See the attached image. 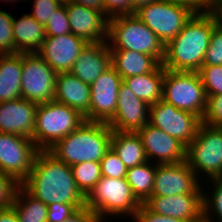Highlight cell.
I'll return each instance as SVG.
<instances>
[{"instance_id":"cell-1","label":"cell","mask_w":222,"mask_h":222,"mask_svg":"<svg viewBox=\"0 0 222 222\" xmlns=\"http://www.w3.org/2000/svg\"><path fill=\"white\" fill-rule=\"evenodd\" d=\"M45 205L73 204L85 206V196L77 188L70 165L59 161L48 151H39L28 177L20 184Z\"/></svg>"},{"instance_id":"cell-2","label":"cell","mask_w":222,"mask_h":222,"mask_svg":"<svg viewBox=\"0 0 222 222\" xmlns=\"http://www.w3.org/2000/svg\"><path fill=\"white\" fill-rule=\"evenodd\" d=\"M218 24L215 11L195 12L181 32L165 45L162 66L172 71L198 72Z\"/></svg>"},{"instance_id":"cell-3","label":"cell","mask_w":222,"mask_h":222,"mask_svg":"<svg viewBox=\"0 0 222 222\" xmlns=\"http://www.w3.org/2000/svg\"><path fill=\"white\" fill-rule=\"evenodd\" d=\"M112 132L107 123L85 121L47 151L70 166L81 162H100L111 148Z\"/></svg>"},{"instance_id":"cell-4","label":"cell","mask_w":222,"mask_h":222,"mask_svg":"<svg viewBox=\"0 0 222 222\" xmlns=\"http://www.w3.org/2000/svg\"><path fill=\"white\" fill-rule=\"evenodd\" d=\"M108 41L110 50H132L153 56L160 64L163 62L164 43L135 14L111 17Z\"/></svg>"},{"instance_id":"cell-5","label":"cell","mask_w":222,"mask_h":222,"mask_svg":"<svg viewBox=\"0 0 222 222\" xmlns=\"http://www.w3.org/2000/svg\"><path fill=\"white\" fill-rule=\"evenodd\" d=\"M142 203L133 194L126 178L101 177L85 197V206L104 222L109 216H134ZM107 216V217H106Z\"/></svg>"},{"instance_id":"cell-6","label":"cell","mask_w":222,"mask_h":222,"mask_svg":"<svg viewBox=\"0 0 222 222\" xmlns=\"http://www.w3.org/2000/svg\"><path fill=\"white\" fill-rule=\"evenodd\" d=\"M84 122V116L67 105L54 100L38 104L33 141L40 151H47Z\"/></svg>"},{"instance_id":"cell-7","label":"cell","mask_w":222,"mask_h":222,"mask_svg":"<svg viewBox=\"0 0 222 222\" xmlns=\"http://www.w3.org/2000/svg\"><path fill=\"white\" fill-rule=\"evenodd\" d=\"M162 100L202 119L206 110L207 95L198 72L164 68Z\"/></svg>"},{"instance_id":"cell-8","label":"cell","mask_w":222,"mask_h":222,"mask_svg":"<svg viewBox=\"0 0 222 222\" xmlns=\"http://www.w3.org/2000/svg\"><path fill=\"white\" fill-rule=\"evenodd\" d=\"M185 161L197 177L200 173L209 180L222 177V127L201 123L194 140L186 147Z\"/></svg>"},{"instance_id":"cell-9","label":"cell","mask_w":222,"mask_h":222,"mask_svg":"<svg viewBox=\"0 0 222 222\" xmlns=\"http://www.w3.org/2000/svg\"><path fill=\"white\" fill-rule=\"evenodd\" d=\"M194 13L186 5L155 0L141 6L134 14L166 45L181 32Z\"/></svg>"},{"instance_id":"cell-10","label":"cell","mask_w":222,"mask_h":222,"mask_svg":"<svg viewBox=\"0 0 222 222\" xmlns=\"http://www.w3.org/2000/svg\"><path fill=\"white\" fill-rule=\"evenodd\" d=\"M57 73L37 52L22 53L21 98L36 104L53 101Z\"/></svg>"},{"instance_id":"cell-11","label":"cell","mask_w":222,"mask_h":222,"mask_svg":"<svg viewBox=\"0 0 222 222\" xmlns=\"http://www.w3.org/2000/svg\"><path fill=\"white\" fill-rule=\"evenodd\" d=\"M39 151L31 138L0 132V172L21 184L30 174Z\"/></svg>"},{"instance_id":"cell-12","label":"cell","mask_w":222,"mask_h":222,"mask_svg":"<svg viewBox=\"0 0 222 222\" xmlns=\"http://www.w3.org/2000/svg\"><path fill=\"white\" fill-rule=\"evenodd\" d=\"M148 123L175 137L187 147L194 140L201 119L160 100L149 106Z\"/></svg>"},{"instance_id":"cell-13","label":"cell","mask_w":222,"mask_h":222,"mask_svg":"<svg viewBox=\"0 0 222 222\" xmlns=\"http://www.w3.org/2000/svg\"><path fill=\"white\" fill-rule=\"evenodd\" d=\"M122 82V77L111 66L90 85V109L85 121L108 123L114 117Z\"/></svg>"},{"instance_id":"cell-14","label":"cell","mask_w":222,"mask_h":222,"mask_svg":"<svg viewBox=\"0 0 222 222\" xmlns=\"http://www.w3.org/2000/svg\"><path fill=\"white\" fill-rule=\"evenodd\" d=\"M199 181L201 182L186 161L178 164H156L151 196L204 193Z\"/></svg>"},{"instance_id":"cell-15","label":"cell","mask_w":222,"mask_h":222,"mask_svg":"<svg viewBox=\"0 0 222 222\" xmlns=\"http://www.w3.org/2000/svg\"><path fill=\"white\" fill-rule=\"evenodd\" d=\"M87 44L86 40L73 33L46 36L37 53L57 74L65 73L70 72Z\"/></svg>"},{"instance_id":"cell-16","label":"cell","mask_w":222,"mask_h":222,"mask_svg":"<svg viewBox=\"0 0 222 222\" xmlns=\"http://www.w3.org/2000/svg\"><path fill=\"white\" fill-rule=\"evenodd\" d=\"M137 133L148 161L155 159L156 164H178L186 160V147L150 123H146Z\"/></svg>"},{"instance_id":"cell-17","label":"cell","mask_w":222,"mask_h":222,"mask_svg":"<svg viewBox=\"0 0 222 222\" xmlns=\"http://www.w3.org/2000/svg\"><path fill=\"white\" fill-rule=\"evenodd\" d=\"M71 33L88 43L108 42L109 19L107 14L76 3L66 5Z\"/></svg>"},{"instance_id":"cell-18","label":"cell","mask_w":222,"mask_h":222,"mask_svg":"<svg viewBox=\"0 0 222 222\" xmlns=\"http://www.w3.org/2000/svg\"><path fill=\"white\" fill-rule=\"evenodd\" d=\"M144 204L159 215L187 222H203V193L151 196Z\"/></svg>"},{"instance_id":"cell-19","label":"cell","mask_w":222,"mask_h":222,"mask_svg":"<svg viewBox=\"0 0 222 222\" xmlns=\"http://www.w3.org/2000/svg\"><path fill=\"white\" fill-rule=\"evenodd\" d=\"M149 105L123 82L118 91L114 117L107 123L113 131L137 132L148 123Z\"/></svg>"},{"instance_id":"cell-20","label":"cell","mask_w":222,"mask_h":222,"mask_svg":"<svg viewBox=\"0 0 222 222\" xmlns=\"http://www.w3.org/2000/svg\"><path fill=\"white\" fill-rule=\"evenodd\" d=\"M38 104L19 98L0 103V132L33 140Z\"/></svg>"},{"instance_id":"cell-21","label":"cell","mask_w":222,"mask_h":222,"mask_svg":"<svg viewBox=\"0 0 222 222\" xmlns=\"http://www.w3.org/2000/svg\"><path fill=\"white\" fill-rule=\"evenodd\" d=\"M112 66V54L107 42L88 43L73 64L70 73L91 85Z\"/></svg>"},{"instance_id":"cell-22","label":"cell","mask_w":222,"mask_h":222,"mask_svg":"<svg viewBox=\"0 0 222 222\" xmlns=\"http://www.w3.org/2000/svg\"><path fill=\"white\" fill-rule=\"evenodd\" d=\"M90 85L70 72L58 73L54 101L77 110L84 117L89 113Z\"/></svg>"},{"instance_id":"cell-23","label":"cell","mask_w":222,"mask_h":222,"mask_svg":"<svg viewBox=\"0 0 222 222\" xmlns=\"http://www.w3.org/2000/svg\"><path fill=\"white\" fill-rule=\"evenodd\" d=\"M46 38L45 26L30 14L13 19V39L16 53L38 52Z\"/></svg>"},{"instance_id":"cell-24","label":"cell","mask_w":222,"mask_h":222,"mask_svg":"<svg viewBox=\"0 0 222 222\" xmlns=\"http://www.w3.org/2000/svg\"><path fill=\"white\" fill-rule=\"evenodd\" d=\"M22 53L0 54V103L21 98Z\"/></svg>"},{"instance_id":"cell-25","label":"cell","mask_w":222,"mask_h":222,"mask_svg":"<svg viewBox=\"0 0 222 222\" xmlns=\"http://www.w3.org/2000/svg\"><path fill=\"white\" fill-rule=\"evenodd\" d=\"M112 66L124 78L153 72L160 63L148 54L132 50H111Z\"/></svg>"},{"instance_id":"cell-26","label":"cell","mask_w":222,"mask_h":222,"mask_svg":"<svg viewBox=\"0 0 222 222\" xmlns=\"http://www.w3.org/2000/svg\"><path fill=\"white\" fill-rule=\"evenodd\" d=\"M164 67L160 64L153 72L123 79V83L149 106L162 100Z\"/></svg>"},{"instance_id":"cell-27","label":"cell","mask_w":222,"mask_h":222,"mask_svg":"<svg viewBox=\"0 0 222 222\" xmlns=\"http://www.w3.org/2000/svg\"><path fill=\"white\" fill-rule=\"evenodd\" d=\"M111 148L127 169L148 161L141 138L137 132L113 131Z\"/></svg>"},{"instance_id":"cell-28","label":"cell","mask_w":222,"mask_h":222,"mask_svg":"<svg viewBox=\"0 0 222 222\" xmlns=\"http://www.w3.org/2000/svg\"><path fill=\"white\" fill-rule=\"evenodd\" d=\"M12 208L19 222H47L48 206L30 195L21 185L16 191Z\"/></svg>"},{"instance_id":"cell-29","label":"cell","mask_w":222,"mask_h":222,"mask_svg":"<svg viewBox=\"0 0 222 222\" xmlns=\"http://www.w3.org/2000/svg\"><path fill=\"white\" fill-rule=\"evenodd\" d=\"M154 164L147 161L127 169V183L141 203H145L151 197L156 172V163Z\"/></svg>"},{"instance_id":"cell-30","label":"cell","mask_w":222,"mask_h":222,"mask_svg":"<svg viewBox=\"0 0 222 222\" xmlns=\"http://www.w3.org/2000/svg\"><path fill=\"white\" fill-rule=\"evenodd\" d=\"M77 188L86 197L102 177L100 162H81L71 166Z\"/></svg>"},{"instance_id":"cell-31","label":"cell","mask_w":222,"mask_h":222,"mask_svg":"<svg viewBox=\"0 0 222 222\" xmlns=\"http://www.w3.org/2000/svg\"><path fill=\"white\" fill-rule=\"evenodd\" d=\"M210 182L214 184L212 194L203 193V222H213L211 215L222 222V177L211 178Z\"/></svg>"},{"instance_id":"cell-32","label":"cell","mask_w":222,"mask_h":222,"mask_svg":"<svg viewBox=\"0 0 222 222\" xmlns=\"http://www.w3.org/2000/svg\"><path fill=\"white\" fill-rule=\"evenodd\" d=\"M198 74L207 96L222 94V65H202Z\"/></svg>"},{"instance_id":"cell-33","label":"cell","mask_w":222,"mask_h":222,"mask_svg":"<svg viewBox=\"0 0 222 222\" xmlns=\"http://www.w3.org/2000/svg\"><path fill=\"white\" fill-rule=\"evenodd\" d=\"M13 19L14 16L0 10V54L16 53L13 39Z\"/></svg>"},{"instance_id":"cell-34","label":"cell","mask_w":222,"mask_h":222,"mask_svg":"<svg viewBox=\"0 0 222 222\" xmlns=\"http://www.w3.org/2000/svg\"><path fill=\"white\" fill-rule=\"evenodd\" d=\"M101 175L114 179L126 178L127 167L118 157V155L110 148L100 160Z\"/></svg>"},{"instance_id":"cell-35","label":"cell","mask_w":222,"mask_h":222,"mask_svg":"<svg viewBox=\"0 0 222 222\" xmlns=\"http://www.w3.org/2000/svg\"><path fill=\"white\" fill-rule=\"evenodd\" d=\"M46 36H60L71 33L66 5H60L44 25Z\"/></svg>"},{"instance_id":"cell-36","label":"cell","mask_w":222,"mask_h":222,"mask_svg":"<svg viewBox=\"0 0 222 222\" xmlns=\"http://www.w3.org/2000/svg\"><path fill=\"white\" fill-rule=\"evenodd\" d=\"M203 65H222V25L220 23L212 31L210 45L205 52Z\"/></svg>"},{"instance_id":"cell-37","label":"cell","mask_w":222,"mask_h":222,"mask_svg":"<svg viewBox=\"0 0 222 222\" xmlns=\"http://www.w3.org/2000/svg\"><path fill=\"white\" fill-rule=\"evenodd\" d=\"M201 123L222 127V94L207 96V105Z\"/></svg>"},{"instance_id":"cell-38","label":"cell","mask_w":222,"mask_h":222,"mask_svg":"<svg viewBox=\"0 0 222 222\" xmlns=\"http://www.w3.org/2000/svg\"><path fill=\"white\" fill-rule=\"evenodd\" d=\"M20 184L10 175L0 172V210L12 207Z\"/></svg>"},{"instance_id":"cell-39","label":"cell","mask_w":222,"mask_h":222,"mask_svg":"<svg viewBox=\"0 0 222 222\" xmlns=\"http://www.w3.org/2000/svg\"><path fill=\"white\" fill-rule=\"evenodd\" d=\"M58 6L60 5L55 0H33V9L30 15L38 23L45 25Z\"/></svg>"},{"instance_id":"cell-40","label":"cell","mask_w":222,"mask_h":222,"mask_svg":"<svg viewBox=\"0 0 222 222\" xmlns=\"http://www.w3.org/2000/svg\"><path fill=\"white\" fill-rule=\"evenodd\" d=\"M77 210L73 204L54 203L48 205L47 222H63Z\"/></svg>"},{"instance_id":"cell-41","label":"cell","mask_w":222,"mask_h":222,"mask_svg":"<svg viewBox=\"0 0 222 222\" xmlns=\"http://www.w3.org/2000/svg\"><path fill=\"white\" fill-rule=\"evenodd\" d=\"M136 222H187L152 212L144 203L132 217Z\"/></svg>"},{"instance_id":"cell-42","label":"cell","mask_w":222,"mask_h":222,"mask_svg":"<svg viewBox=\"0 0 222 222\" xmlns=\"http://www.w3.org/2000/svg\"><path fill=\"white\" fill-rule=\"evenodd\" d=\"M104 10L111 18L131 14V0H103Z\"/></svg>"},{"instance_id":"cell-43","label":"cell","mask_w":222,"mask_h":222,"mask_svg":"<svg viewBox=\"0 0 222 222\" xmlns=\"http://www.w3.org/2000/svg\"><path fill=\"white\" fill-rule=\"evenodd\" d=\"M63 222H100L95 214L86 206L78 209Z\"/></svg>"},{"instance_id":"cell-44","label":"cell","mask_w":222,"mask_h":222,"mask_svg":"<svg viewBox=\"0 0 222 222\" xmlns=\"http://www.w3.org/2000/svg\"><path fill=\"white\" fill-rule=\"evenodd\" d=\"M190 7L194 12H210V0H167Z\"/></svg>"},{"instance_id":"cell-45","label":"cell","mask_w":222,"mask_h":222,"mask_svg":"<svg viewBox=\"0 0 222 222\" xmlns=\"http://www.w3.org/2000/svg\"><path fill=\"white\" fill-rule=\"evenodd\" d=\"M72 2L107 14L104 10L103 0H72Z\"/></svg>"},{"instance_id":"cell-46","label":"cell","mask_w":222,"mask_h":222,"mask_svg":"<svg viewBox=\"0 0 222 222\" xmlns=\"http://www.w3.org/2000/svg\"><path fill=\"white\" fill-rule=\"evenodd\" d=\"M0 222H19L17 214L12 207L0 210Z\"/></svg>"},{"instance_id":"cell-47","label":"cell","mask_w":222,"mask_h":222,"mask_svg":"<svg viewBox=\"0 0 222 222\" xmlns=\"http://www.w3.org/2000/svg\"><path fill=\"white\" fill-rule=\"evenodd\" d=\"M155 0H131V14H134L141 6L147 5Z\"/></svg>"},{"instance_id":"cell-48","label":"cell","mask_w":222,"mask_h":222,"mask_svg":"<svg viewBox=\"0 0 222 222\" xmlns=\"http://www.w3.org/2000/svg\"><path fill=\"white\" fill-rule=\"evenodd\" d=\"M222 4V0H210V12L215 11V9Z\"/></svg>"},{"instance_id":"cell-49","label":"cell","mask_w":222,"mask_h":222,"mask_svg":"<svg viewBox=\"0 0 222 222\" xmlns=\"http://www.w3.org/2000/svg\"><path fill=\"white\" fill-rule=\"evenodd\" d=\"M215 13L218 16L219 23L222 25V4L215 9Z\"/></svg>"},{"instance_id":"cell-50","label":"cell","mask_w":222,"mask_h":222,"mask_svg":"<svg viewBox=\"0 0 222 222\" xmlns=\"http://www.w3.org/2000/svg\"><path fill=\"white\" fill-rule=\"evenodd\" d=\"M59 5H68L72 0H55Z\"/></svg>"},{"instance_id":"cell-51","label":"cell","mask_w":222,"mask_h":222,"mask_svg":"<svg viewBox=\"0 0 222 222\" xmlns=\"http://www.w3.org/2000/svg\"><path fill=\"white\" fill-rule=\"evenodd\" d=\"M5 1H8V2H9V1H11V2L15 1V2H17V1H23V0H17V1H16V0H5ZM25 1H26V0H24V2H25Z\"/></svg>"}]
</instances>
